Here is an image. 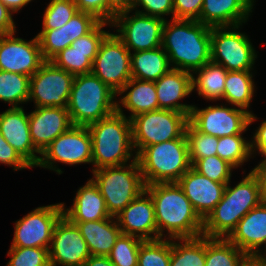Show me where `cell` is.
<instances>
[{
    "instance_id": "cell-1",
    "label": "cell",
    "mask_w": 266,
    "mask_h": 266,
    "mask_svg": "<svg viewBox=\"0 0 266 266\" xmlns=\"http://www.w3.org/2000/svg\"><path fill=\"white\" fill-rule=\"evenodd\" d=\"M145 190L154 203L158 239L162 238L163 229L172 239L202 236L203 220L177 182L146 185Z\"/></svg>"
},
{
    "instance_id": "cell-2",
    "label": "cell",
    "mask_w": 266,
    "mask_h": 266,
    "mask_svg": "<svg viewBox=\"0 0 266 266\" xmlns=\"http://www.w3.org/2000/svg\"><path fill=\"white\" fill-rule=\"evenodd\" d=\"M173 23V24H172ZM165 20L161 47L176 64L173 69L196 71L211 61V27L196 20Z\"/></svg>"
},
{
    "instance_id": "cell-3",
    "label": "cell",
    "mask_w": 266,
    "mask_h": 266,
    "mask_svg": "<svg viewBox=\"0 0 266 266\" xmlns=\"http://www.w3.org/2000/svg\"><path fill=\"white\" fill-rule=\"evenodd\" d=\"M228 184L219 203L203 220L202 236L223 238L225 235L227 238L237 223L264 200L257 179L251 173L234 188Z\"/></svg>"
},
{
    "instance_id": "cell-4",
    "label": "cell",
    "mask_w": 266,
    "mask_h": 266,
    "mask_svg": "<svg viewBox=\"0 0 266 266\" xmlns=\"http://www.w3.org/2000/svg\"><path fill=\"white\" fill-rule=\"evenodd\" d=\"M117 111L87 126L92 138V163L96 169L124 165L133 150L131 121Z\"/></svg>"
},
{
    "instance_id": "cell-5",
    "label": "cell",
    "mask_w": 266,
    "mask_h": 266,
    "mask_svg": "<svg viewBox=\"0 0 266 266\" xmlns=\"http://www.w3.org/2000/svg\"><path fill=\"white\" fill-rule=\"evenodd\" d=\"M135 157L145 186L177 182L192 167L185 133L180 138L146 146Z\"/></svg>"
},
{
    "instance_id": "cell-6",
    "label": "cell",
    "mask_w": 266,
    "mask_h": 266,
    "mask_svg": "<svg viewBox=\"0 0 266 266\" xmlns=\"http://www.w3.org/2000/svg\"><path fill=\"white\" fill-rule=\"evenodd\" d=\"M116 93L92 72L76 75L67 110L72 125L89 126L117 111Z\"/></svg>"
},
{
    "instance_id": "cell-7",
    "label": "cell",
    "mask_w": 266,
    "mask_h": 266,
    "mask_svg": "<svg viewBox=\"0 0 266 266\" xmlns=\"http://www.w3.org/2000/svg\"><path fill=\"white\" fill-rule=\"evenodd\" d=\"M127 167V168H126ZM94 183L103 196L107 210L113 217L118 215L140 193L145 190V184L139 163L133 158L129 166H109L94 169Z\"/></svg>"
},
{
    "instance_id": "cell-8",
    "label": "cell",
    "mask_w": 266,
    "mask_h": 266,
    "mask_svg": "<svg viewBox=\"0 0 266 266\" xmlns=\"http://www.w3.org/2000/svg\"><path fill=\"white\" fill-rule=\"evenodd\" d=\"M133 146L137 154L146 146L180 138L189 122L185 113L159 109L136 115L130 119Z\"/></svg>"
},
{
    "instance_id": "cell-9",
    "label": "cell",
    "mask_w": 266,
    "mask_h": 266,
    "mask_svg": "<svg viewBox=\"0 0 266 266\" xmlns=\"http://www.w3.org/2000/svg\"><path fill=\"white\" fill-rule=\"evenodd\" d=\"M91 72L116 94L132 78L131 53L116 34L109 33L102 41Z\"/></svg>"
},
{
    "instance_id": "cell-10",
    "label": "cell",
    "mask_w": 266,
    "mask_h": 266,
    "mask_svg": "<svg viewBox=\"0 0 266 266\" xmlns=\"http://www.w3.org/2000/svg\"><path fill=\"white\" fill-rule=\"evenodd\" d=\"M74 75L45 61L30 77L29 98L36 107L67 108Z\"/></svg>"
},
{
    "instance_id": "cell-11",
    "label": "cell",
    "mask_w": 266,
    "mask_h": 266,
    "mask_svg": "<svg viewBox=\"0 0 266 266\" xmlns=\"http://www.w3.org/2000/svg\"><path fill=\"white\" fill-rule=\"evenodd\" d=\"M227 28L211 27V61L228 71H250L256 58L255 50L245 34L226 32Z\"/></svg>"
},
{
    "instance_id": "cell-12",
    "label": "cell",
    "mask_w": 266,
    "mask_h": 266,
    "mask_svg": "<svg viewBox=\"0 0 266 266\" xmlns=\"http://www.w3.org/2000/svg\"><path fill=\"white\" fill-rule=\"evenodd\" d=\"M255 116L242 108L208 106L205 109L192 107L189 122L201 133L215 137L242 134Z\"/></svg>"
},
{
    "instance_id": "cell-13",
    "label": "cell",
    "mask_w": 266,
    "mask_h": 266,
    "mask_svg": "<svg viewBox=\"0 0 266 266\" xmlns=\"http://www.w3.org/2000/svg\"><path fill=\"white\" fill-rule=\"evenodd\" d=\"M129 12L130 10L116 14V17L111 22L116 24L114 26L120 27L117 32L121 34H116V36L128 50L130 51L131 48L135 52H139L161 47L165 19L138 12L129 17L127 15Z\"/></svg>"
},
{
    "instance_id": "cell-14",
    "label": "cell",
    "mask_w": 266,
    "mask_h": 266,
    "mask_svg": "<svg viewBox=\"0 0 266 266\" xmlns=\"http://www.w3.org/2000/svg\"><path fill=\"white\" fill-rule=\"evenodd\" d=\"M41 155L44 157H40L37 166L52 170L55 161L71 165L92 163V138L87 126L72 125L52 141Z\"/></svg>"
},
{
    "instance_id": "cell-15",
    "label": "cell",
    "mask_w": 266,
    "mask_h": 266,
    "mask_svg": "<svg viewBox=\"0 0 266 266\" xmlns=\"http://www.w3.org/2000/svg\"><path fill=\"white\" fill-rule=\"evenodd\" d=\"M64 204L38 207L16 221L11 247H50L55 224L63 215Z\"/></svg>"
},
{
    "instance_id": "cell-16",
    "label": "cell",
    "mask_w": 266,
    "mask_h": 266,
    "mask_svg": "<svg viewBox=\"0 0 266 266\" xmlns=\"http://www.w3.org/2000/svg\"><path fill=\"white\" fill-rule=\"evenodd\" d=\"M51 244L48 250L51 266H56L57 263L63 266H83L91 256L79 228L64 215L54 226Z\"/></svg>"
},
{
    "instance_id": "cell-17",
    "label": "cell",
    "mask_w": 266,
    "mask_h": 266,
    "mask_svg": "<svg viewBox=\"0 0 266 266\" xmlns=\"http://www.w3.org/2000/svg\"><path fill=\"white\" fill-rule=\"evenodd\" d=\"M13 34L0 35V70L31 77L45 62L38 38L26 42Z\"/></svg>"
},
{
    "instance_id": "cell-18",
    "label": "cell",
    "mask_w": 266,
    "mask_h": 266,
    "mask_svg": "<svg viewBox=\"0 0 266 266\" xmlns=\"http://www.w3.org/2000/svg\"><path fill=\"white\" fill-rule=\"evenodd\" d=\"M177 183L202 220H204L219 203L227 185L210 180L193 167H191Z\"/></svg>"
},
{
    "instance_id": "cell-19",
    "label": "cell",
    "mask_w": 266,
    "mask_h": 266,
    "mask_svg": "<svg viewBox=\"0 0 266 266\" xmlns=\"http://www.w3.org/2000/svg\"><path fill=\"white\" fill-rule=\"evenodd\" d=\"M146 190L140 193L130 204H128L118 215L121 233L133 235L145 240H157L158 230L155 218V208L153 200ZM140 234H136L139 233ZM156 234L151 236V234Z\"/></svg>"
},
{
    "instance_id": "cell-20",
    "label": "cell",
    "mask_w": 266,
    "mask_h": 266,
    "mask_svg": "<svg viewBox=\"0 0 266 266\" xmlns=\"http://www.w3.org/2000/svg\"><path fill=\"white\" fill-rule=\"evenodd\" d=\"M0 133L31 166L38 165L41 152L34 146L29 131V115L22 107H12L0 114Z\"/></svg>"
},
{
    "instance_id": "cell-21",
    "label": "cell",
    "mask_w": 266,
    "mask_h": 266,
    "mask_svg": "<svg viewBox=\"0 0 266 266\" xmlns=\"http://www.w3.org/2000/svg\"><path fill=\"white\" fill-rule=\"evenodd\" d=\"M72 126L69 112L63 107H37L29 114V131L34 146L42 151Z\"/></svg>"
},
{
    "instance_id": "cell-22",
    "label": "cell",
    "mask_w": 266,
    "mask_h": 266,
    "mask_svg": "<svg viewBox=\"0 0 266 266\" xmlns=\"http://www.w3.org/2000/svg\"><path fill=\"white\" fill-rule=\"evenodd\" d=\"M227 239L246 255H259L256 249L266 244V200L251 209Z\"/></svg>"
},
{
    "instance_id": "cell-23",
    "label": "cell",
    "mask_w": 266,
    "mask_h": 266,
    "mask_svg": "<svg viewBox=\"0 0 266 266\" xmlns=\"http://www.w3.org/2000/svg\"><path fill=\"white\" fill-rule=\"evenodd\" d=\"M193 75L186 71L171 68L155 81L159 109L191 114V105L177 103V100L188 96L192 90Z\"/></svg>"
},
{
    "instance_id": "cell-24",
    "label": "cell",
    "mask_w": 266,
    "mask_h": 266,
    "mask_svg": "<svg viewBox=\"0 0 266 266\" xmlns=\"http://www.w3.org/2000/svg\"><path fill=\"white\" fill-rule=\"evenodd\" d=\"M253 0H204L198 22L209 27H228L238 29L247 19Z\"/></svg>"
},
{
    "instance_id": "cell-25",
    "label": "cell",
    "mask_w": 266,
    "mask_h": 266,
    "mask_svg": "<svg viewBox=\"0 0 266 266\" xmlns=\"http://www.w3.org/2000/svg\"><path fill=\"white\" fill-rule=\"evenodd\" d=\"M63 215L70 222L97 221L112 217L98 186L92 179L80 187L73 207L63 210Z\"/></svg>"
},
{
    "instance_id": "cell-26",
    "label": "cell",
    "mask_w": 266,
    "mask_h": 266,
    "mask_svg": "<svg viewBox=\"0 0 266 266\" xmlns=\"http://www.w3.org/2000/svg\"><path fill=\"white\" fill-rule=\"evenodd\" d=\"M110 218L87 221L72 222L77 225L79 231L86 241L91 255L108 256L121 230L116 222L112 223Z\"/></svg>"
},
{
    "instance_id": "cell-27",
    "label": "cell",
    "mask_w": 266,
    "mask_h": 266,
    "mask_svg": "<svg viewBox=\"0 0 266 266\" xmlns=\"http://www.w3.org/2000/svg\"><path fill=\"white\" fill-rule=\"evenodd\" d=\"M157 47L131 54V76L143 81H157L171 68L168 55ZM133 55V56H132Z\"/></svg>"
},
{
    "instance_id": "cell-28",
    "label": "cell",
    "mask_w": 266,
    "mask_h": 266,
    "mask_svg": "<svg viewBox=\"0 0 266 266\" xmlns=\"http://www.w3.org/2000/svg\"><path fill=\"white\" fill-rule=\"evenodd\" d=\"M133 87L122 99L121 103L132 112L130 119L138 114L159 110L154 81H143L131 78L118 94Z\"/></svg>"
},
{
    "instance_id": "cell-29",
    "label": "cell",
    "mask_w": 266,
    "mask_h": 266,
    "mask_svg": "<svg viewBox=\"0 0 266 266\" xmlns=\"http://www.w3.org/2000/svg\"><path fill=\"white\" fill-rule=\"evenodd\" d=\"M197 71L198 77H192V90L197 87L198 94L209 100L223 98L228 70L210 61L195 72Z\"/></svg>"
},
{
    "instance_id": "cell-30",
    "label": "cell",
    "mask_w": 266,
    "mask_h": 266,
    "mask_svg": "<svg viewBox=\"0 0 266 266\" xmlns=\"http://www.w3.org/2000/svg\"><path fill=\"white\" fill-rule=\"evenodd\" d=\"M245 256L227 238L205 237V266H239Z\"/></svg>"
},
{
    "instance_id": "cell-31",
    "label": "cell",
    "mask_w": 266,
    "mask_h": 266,
    "mask_svg": "<svg viewBox=\"0 0 266 266\" xmlns=\"http://www.w3.org/2000/svg\"><path fill=\"white\" fill-rule=\"evenodd\" d=\"M253 85L250 71H228L223 98L246 110L254 93Z\"/></svg>"
},
{
    "instance_id": "cell-32",
    "label": "cell",
    "mask_w": 266,
    "mask_h": 266,
    "mask_svg": "<svg viewBox=\"0 0 266 266\" xmlns=\"http://www.w3.org/2000/svg\"><path fill=\"white\" fill-rule=\"evenodd\" d=\"M171 242L170 266H205V236Z\"/></svg>"
},
{
    "instance_id": "cell-33",
    "label": "cell",
    "mask_w": 266,
    "mask_h": 266,
    "mask_svg": "<svg viewBox=\"0 0 266 266\" xmlns=\"http://www.w3.org/2000/svg\"><path fill=\"white\" fill-rule=\"evenodd\" d=\"M98 51H81L75 50L72 46H68L50 61L58 68L64 69L70 74L82 75L92 71L93 61Z\"/></svg>"
},
{
    "instance_id": "cell-34",
    "label": "cell",
    "mask_w": 266,
    "mask_h": 266,
    "mask_svg": "<svg viewBox=\"0 0 266 266\" xmlns=\"http://www.w3.org/2000/svg\"><path fill=\"white\" fill-rule=\"evenodd\" d=\"M30 76L0 70V100L13 104L28 101Z\"/></svg>"
},
{
    "instance_id": "cell-35",
    "label": "cell",
    "mask_w": 266,
    "mask_h": 266,
    "mask_svg": "<svg viewBox=\"0 0 266 266\" xmlns=\"http://www.w3.org/2000/svg\"><path fill=\"white\" fill-rule=\"evenodd\" d=\"M216 150L221 159L235 168L252 154L251 143L246 142L241 134L219 137Z\"/></svg>"
},
{
    "instance_id": "cell-36",
    "label": "cell",
    "mask_w": 266,
    "mask_h": 266,
    "mask_svg": "<svg viewBox=\"0 0 266 266\" xmlns=\"http://www.w3.org/2000/svg\"><path fill=\"white\" fill-rule=\"evenodd\" d=\"M143 241L139 237L121 233L108 255L110 261L115 266H138L139 248Z\"/></svg>"
},
{
    "instance_id": "cell-37",
    "label": "cell",
    "mask_w": 266,
    "mask_h": 266,
    "mask_svg": "<svg viewBox=\"0 0 266 266\" xmlns=\"http://www.w3.org/2000/svg\"><path fill=\"white\" fill-rule=\"evenodd\" d=\"M170 240H145L141 243L138 254V266H170Z\"/></svg>"
},
{
    "instance_id": "cell-38",
    "label": "cell",
    "mask_w": 266,
    "mask_h": 266,
    "mask_svg": "<svg viewBox=\"0 0 266 266\" xmlns=\"http://www.w3.org/2000/svg\"><path fill=\"white\" fill-rule=\"evenodd\" d=\"M185 134L188 140L191 164L197 159L217 155L218 137L201 133L190 122L186 125Z\"/></svg>"
},
{
    "instance_id": "cell-39",
    "label": "cell",
    "mask_w": 266,
    "mask_h": 266,
    "mask_svg": "<svg viewBox=\"0 0 266 266\" xmlns=\"http://www.w3.org/2000/svg\"><path fill=\"white\" fill-rule=\"evenodd\" d=\"M78 8L73 0H51L43 17V30L61 28L76 13Z\"/></svg>"
},
{
    "instance_id": "cell-40",
    "label": "cell",
    "mask_w": 266,
    "mask_h": 266,
    "mask_svg": "<svg viewBox=\"0 0 266 266\" xmlns=\"http://www.w3.org/2000/svg\"><path fill=\"white\" fill-rule=\"evenodd\" d=\"M37 38L45 61H50L60 51L71 46V39L66 32V24L61 28L42 30Z\"/></svg>"
},
{
    "instance_id": "cell-41",
    "label": "cell",
    "mask_w": 266,
    "mask_h": 266,
    "mask_svg": "<svg viewBox=\"0 0 266 266\" xmlns=\"http://www.w3.org/2000/svg\"><path fill=\"white\" fill-rule=\"evenodd\" d=\"M192 167L210 180L224 184L230 182L231 169L234 168L218 155L197 159Z\"/></svg>"
},
{
    "instance_id": "cell-42",
    "label": "cell",
    "mask_w": 266,
    "mask_h": 266,
    "mask_svg": "<svg viewBox=\"0 0 266 266\" xmlns=\"http://www.w3.org/2000/svg\"><path fill=\"white\" fill-rule=\"evenodd\" d=\"M7 266H51L49 251L39 247H10Z\"/></svg>"
},
{
    "instance_id": "cell-43",
    "label": "cell",
    "mask_w": 266,
    "mask_h": 266,
    "mask_svg": "<svg viewBox=\"0 0 266 266\" xmlns=\"http://www.w3.org/2000/svg\"><path fill=\"white\" fill-rule=\"evenodd\" d=\"M99 22L92 14L78 11L66 23V32L71 39V43L88 34Z\"/></svg>"
},
{
    "instance_id": "cell-44",
    "label": "cell",
    "mask_w": 266,
    "mask_h": 266,
    "mask_svg": "<svg viewBox=\"0 0 266 266\" xmlns=\"http://www.w3.org/2000/svg\"><path fill=\"white\" fill-rule=\"evenodd\" d=\"M78 11L92 14L100 22H112L116 13L110 8L109 0H73Z\"/></svg>"
},
{
    "instance_id": "cell-45",
    "label": "cell",
    "mask_w": 266,
    "mask_h": 266,
    "mask_svg": "<svg viewBox=\"0 0 266 266\" xmlns=\"http://www.w3.org/2000/svg\"><path fill=\"white\" fill-rule=\"evenodd\" d=\"M105 24L108 23L99 22L88 34L79 37L72 42L71 46L75 48V50L99 51L102 41L109 34L108 32L101 30Z\"/></svg>"
},
{
    "instance_id": "cell-46",
    "label": "cell",
    "mask_w": 266,
    "mask_h": 266,
    "mask_svg": "<svg viewBox=\"0 0 266 266\" xmlns=\"http://www.w3.org/2000/svg\"><path fill=\"white\" fill-rule=\"evenodd\" d=\"M204 0H173L174 19H200Z\"/></svg>"
},
{
    "instance_id": "cell-47",
    "label": "cell",
    "mask_w": 266,
    "mask_h": 266,
    "mask_svg": "<svg viewBox=\"0 0 266 266\" xmlns=\"http://www.w3.org/2000/svg\"><path fill=\"white\" fill-rule=\"evenodd\" d=\"M137 5H142L146 10V12L137 11L138 13L159 18H162L161 15L172 13L174 19L173 0H136L134 8Z\"/></svg>"
},
{
    "instance_id": "cell-48",
    "label": "cell",
    "mask_w": 266,
    "mask_h": 266,
    "mask_svg": "<svg viewBox=\"0 0 266 266\" xmlns=\"http://www.w3.org/2000/svg\"><path fill=\"white\" fill-rule=\"evenodd\" d=\"M0 163L14 166V170L31 167L0 133Z\"/></svg>"
},
{
    "instance_id": "cell-49",
    "label": "cell",
    "mask_w": 266,
    "mask_h": 266,
    "mask_svg": "<svg viewBox=\"0 0 266 266\" xmlns=\"http://www.w3.org/2000/svg\"><path fill=\"white\" fill-rule=\"evenodd\" d=\"M12 12L0 1V35L15 33Z\"/></svg>"
},
{
    "instance_id": "cell-50",
    "label": "cell",
    "mask_w": 266,
    "mask_h": 266,
    "mask_svg": "<svg viewBox=\"0 0 266 266\" xmlns=\"http://www.w3.org/2000/svg\"><path fill=\"white\" fill-rule=\"evenodd\" d=\"M250 173L257 179L262 198L266 200V160H263Z\"/></svg>"
},
{
    "instance_id": "cell-51",
    "label": "cell",
    "mask_w": 266,
    "mask_h": 266,
    "mask_svg": "<svg viewBox=\"0 0 266 266\" xmlns=\"http://www.w3.org/2000/svg\"><path fill=\"white\" fill-rule=\"evenodd\" d=\"M256 146L259 152L266 158V121L259 126L257 132L254 135V142L251 143V151ZM266 160V159H264Z\"/></svg>"
},
{
    "instance_id": "cell-52",
    "label": "cell",
    "mask_w": 266,
    "mask_h": 266,
    "mask_svg": "<svg viewBox=\"0 0 266 266\" xmlns=\"http://www.w3.org/2000/svg\"><path fill=\"white\" fill-rule=\"evenodd\" d=\"M136 0H109L110 8L116 13L134 9Z\"/></svg>"
},
{
    "instance_id": "cell-53",
    "label": "cell",
    "mask_w": 266,
    "mask_h": 266,
    "mask_svg": "<svg viewBox=\"0 0 266 266\" xmlns=\"http://www.w3.org/2000/svg\"><path fill=\"white\" fill-rule=\"evenodd\" d=\"M83 266H115L108 256L91 255Z\"/></svg>"
},
{
    "instance_id": "cell-54",
    "label": "cell",
    "mask_w": 266,
    "mask_h": 266,
    "mask_svg": "<svg viewBox=\"0 0 266 266\" xmlns=\"http://www.w3.org/2000/svg\"><path fill=\"white\" fill-rule=\"evenodd\" d=\"M239 266H266V259L261 255H246Z\"/></svg>"
},
{
    "instance_id": "cell-55",
    "label": "cell",
    "mask_w": 266,
    "mask_h": 266,
    "mask_svg": "<svg viewBox=\"0 0 266 266\" xmlns=\"http://www.w3.org/2000/svg\"><path fill=\"white\" fill-rule=\"evenodd\" d=\"M11 12H17L31 0H0Z\"/></svg>"
}]
</instances>
